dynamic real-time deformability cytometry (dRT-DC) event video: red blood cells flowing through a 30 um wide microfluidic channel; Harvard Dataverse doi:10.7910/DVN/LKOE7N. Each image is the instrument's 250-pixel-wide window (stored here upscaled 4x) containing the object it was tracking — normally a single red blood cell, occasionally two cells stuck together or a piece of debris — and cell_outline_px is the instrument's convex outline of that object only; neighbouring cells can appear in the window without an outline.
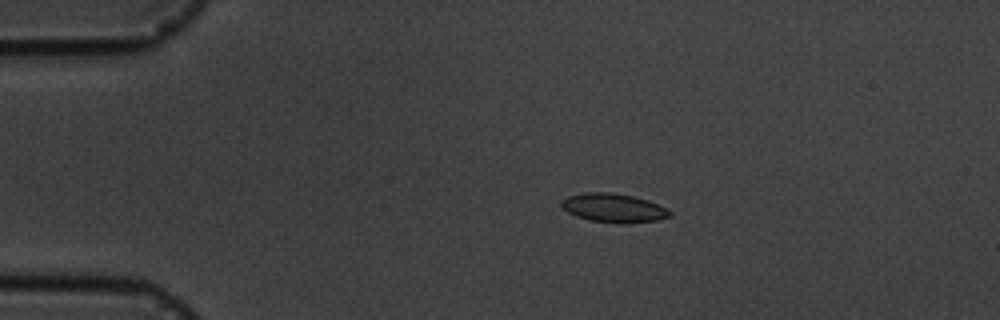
{"species": "common noctule bat (a hibernating species)", "species_latin": "Nyctalus noctula", "temperature_condition": "cold", "stored_images_in_passage": 8, "camera_frame_rate_fps": 3000, "um_per_image_px": 0.085, "animal": {"sex": "male", "body_mass_g": 19.5, "forearm_length_mm": 54.6}, "frame": {"image": 1, "passage_image": 4, "time_ms": 3.333, "image_size_px": [1000, 320], "cell_outline_px": [[672, 216], [656, 220], [588, 220], [576, 216], [568, 212], [560, 204], [560, 200], [568, 196], [584, 192], [608, 192], [632, 196], [648, 200], [672, 212]], "centroid_in_image_um": [52.08, 17.61], "position_along_channel_um": 32.9, "area_um2": 17.17}}
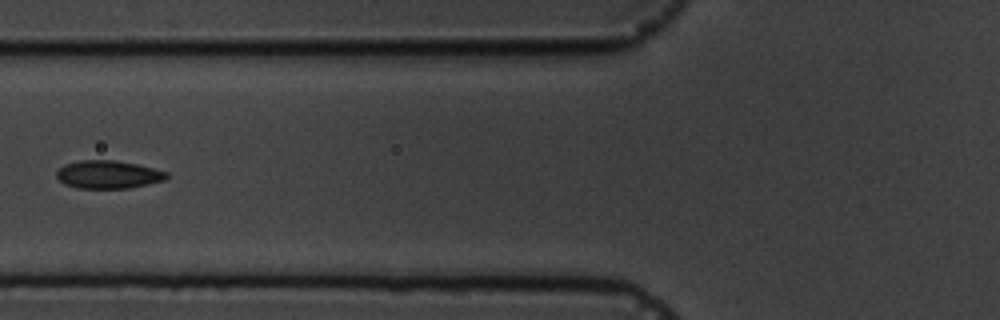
{"frame": {"image": 2, "passage_image": 7, "time_ms": 7.0, "image_size_px": [1000, 320], "cell_outline_px": [[168, 176], [164, 180], [148, 184], [128, 188], [76, 188], [64, 184], [56, 176], [56, 172], [64, 164], [80, 160], [116, 160], [136, 164], [168, 172]], "centroid_in_image_um": [9.17, 14.83], "position_along_channel_um": 116.6, "area_um2": 17.92}}
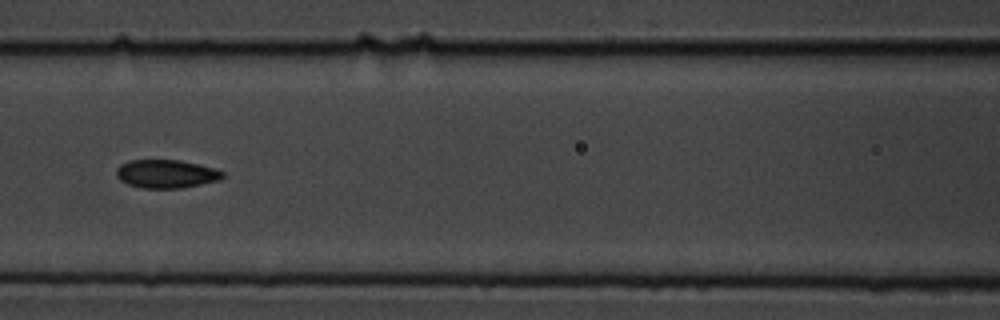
{"frame": {"image": 3, "passage_image": 8, "time_ms": 8.0, "image_size_px": [1000, 320], "cell_outline_px": [[224, 176], [220, 180], [180, 188], [140, 188], [128, 184], [120, 180], [116, 176], [116, 168], [120, 164], [128, 160], [176, 160], [216, 168], [224, 172]], "centroid_in_image_um": [14.1, 14.78], "position_along_channel_um": 152.5, "area_um2": 17.57}}